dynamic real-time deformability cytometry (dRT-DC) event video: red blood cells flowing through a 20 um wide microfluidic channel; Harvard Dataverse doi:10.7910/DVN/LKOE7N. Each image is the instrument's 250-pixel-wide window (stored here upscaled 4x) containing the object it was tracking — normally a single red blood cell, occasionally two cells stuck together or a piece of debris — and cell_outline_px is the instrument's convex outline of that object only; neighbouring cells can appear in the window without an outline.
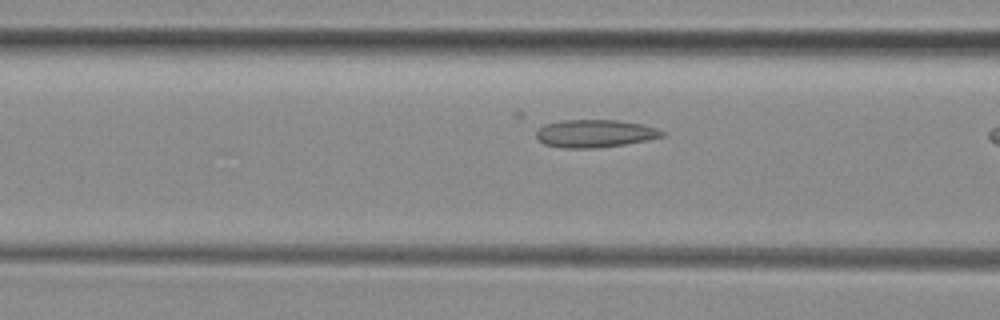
{"species": "common noctule bat (a hibernating species)", "species_latin": "Nyctalus noctula", "temperature_condition": "room temperature", "stored_images_in_passage": 8, "camera_frame_rate_fps": 3000, "um_per_image_px": 0.085, "animal": {"sex": "female", "body_mass_g": 29.2, "forearm_length_mm": 56.3}, "frame": {"image": 1, "passage_image": 7, "time_ms": 2.0, "image_size_px": [1000, 320], "cell_outline_px": [[664, 136], [648, 140], [624, 144], [596, 148], [564, 148], [544, 144], [536, 136], [536, 128], [544, 124], [560, 120], [616, 120], [640, 124], [656, 128], [664, 132]], "centroid_in_image_um": [50.52, 11.34], "position_along_channel_um": 116.1, "area_um2": 20.35}}